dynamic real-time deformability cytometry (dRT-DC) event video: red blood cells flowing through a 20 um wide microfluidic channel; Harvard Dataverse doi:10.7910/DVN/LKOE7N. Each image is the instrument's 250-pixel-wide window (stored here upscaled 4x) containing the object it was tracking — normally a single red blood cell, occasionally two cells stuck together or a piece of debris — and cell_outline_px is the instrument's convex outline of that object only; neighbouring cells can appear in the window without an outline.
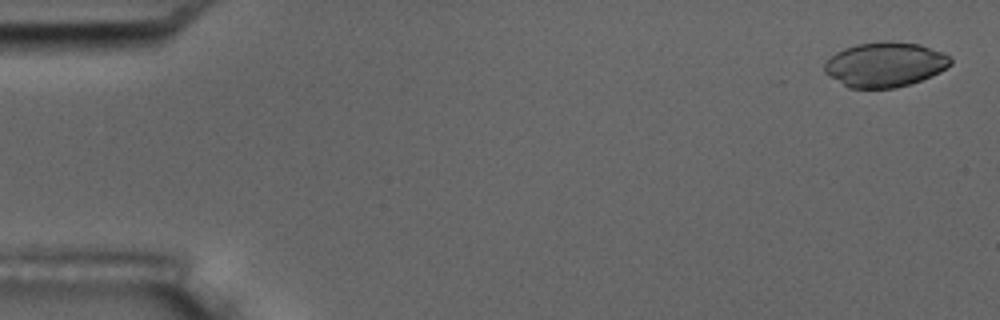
{"species": "common noctule bat (a hibernating species)", "species_latin": "Nyctalus noctula", "temperature_condition": "room temperature", "stored_images_in_passage": 4, "camera_frame_rate_fps": 3000, "um_per_image_px": 0.085, "animal": {"sex": "male", "body_mass_g": 17.5, "forearm_length_mm": 52.3}, "frame": {"image": 1, "passage_image": 1, "time_ms": 0.0, "image_size_px": [1000, 320], "cell_outline_px": [[952, 64], [940, 72], [932, 76], [896, 88], [848, 88], [828, 76], [824, 72], [824, 64], [836, 52], [844, 48], [856, 44], [884, 40], [892, 40], [920, 44], [940, 52], [948, 56], [952, 60]], "centroid_in_image_um": [75.2, 5.48], "position_along_channel_um": 9.8, "area_um2": 33.06}}